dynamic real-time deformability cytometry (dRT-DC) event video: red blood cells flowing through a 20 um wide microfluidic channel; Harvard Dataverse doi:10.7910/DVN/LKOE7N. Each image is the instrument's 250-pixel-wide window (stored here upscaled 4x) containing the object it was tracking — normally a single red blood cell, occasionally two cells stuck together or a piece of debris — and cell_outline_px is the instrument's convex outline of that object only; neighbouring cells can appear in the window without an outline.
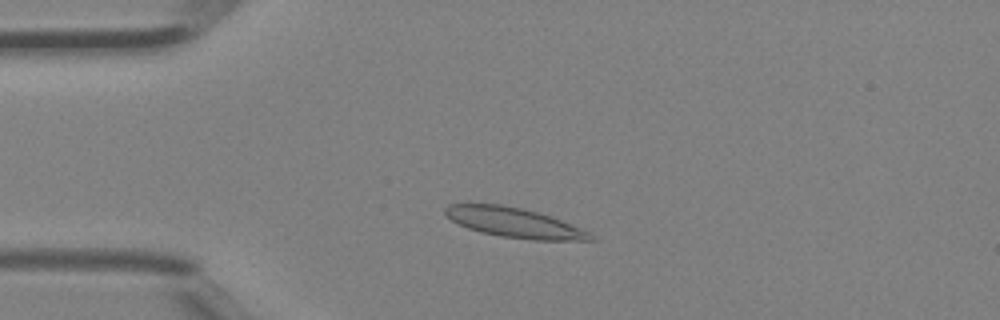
{"species": "Egyptian fruit bat (a non-hibernating species)", "species_latin": "Rousettus aegyptiacus", "temperature_condition": "room temperature", "stored_images_in_passage": 4, "camera_frame_rate_fps": 3000, "um_per_image_px": 0.085, "animal": {"sex": "female"}, "frame": {"image": 1, "passage_image": 2, "time_ms": 0.333, "image_size_px": [1000, 320], "cell_outline_px": [[596, 240], [532, 240], [500, 236], [480, 232], [468, 228], [452, 220], [444, 212], [444, 208], [448, 204], [500, 204], [524, 208], [552, 216], [580, 228], [588, 232]], "centroid_in_image_um": [43.7, 18.91], "position_along_channel_um": 41.3, "area_um2": 25.09}}
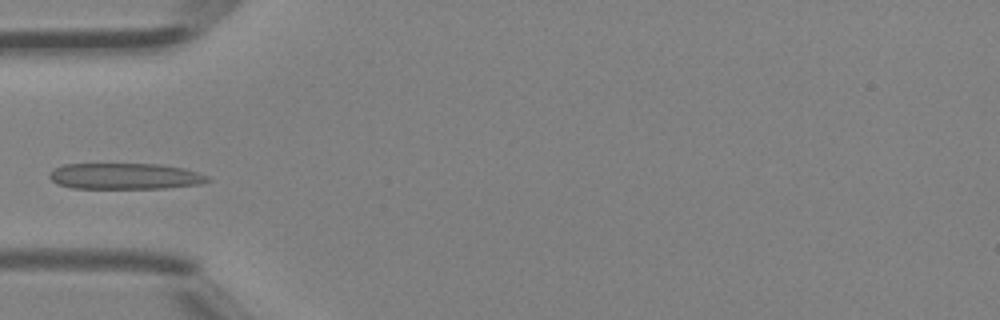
{"frame": {"image": 2, "passage_image": 3, "time_ms": 0.667, "image_size_px": [1000, 320], "cell_outline_px": [[212, 180], [200, 184], [164, 188], [72, 188], [56, 184], [48, 176], [48, 172], [52, 168], [64, 164], [160, 164], [184, 168], [208, 176]], "centroid_in_image_um": [10.58, 14.97], "position_along_channel_um": 74.4, "area_um2": 24.22}}
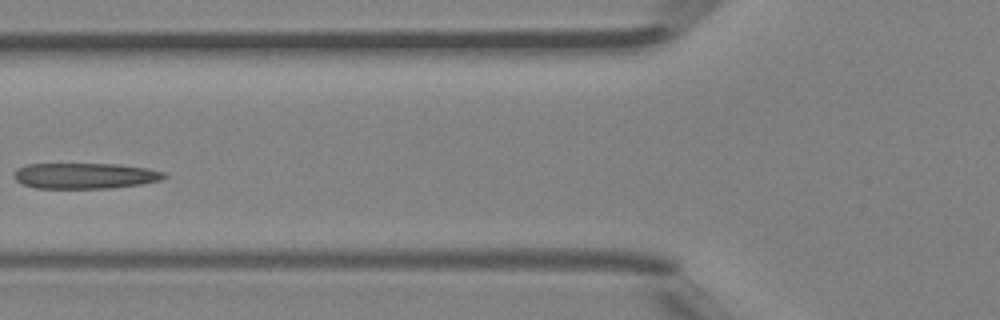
{"frame": {"image": 3, "passage_image": 4, "time_ms": 1.0, "image_size_px": [1000, 320], "cell_outline_px": [[168, 176], [160, 180], [140, 184], [112, 188], [36, 188], [24, 184], [16, 180], [16, 168], [28, 164], [116, 164], [148, 168], [164, 172]], "centroid_in_image_um": [7.26, 14.94], "position_along_channel_um": 118.5, "area_um2": 22.37}}